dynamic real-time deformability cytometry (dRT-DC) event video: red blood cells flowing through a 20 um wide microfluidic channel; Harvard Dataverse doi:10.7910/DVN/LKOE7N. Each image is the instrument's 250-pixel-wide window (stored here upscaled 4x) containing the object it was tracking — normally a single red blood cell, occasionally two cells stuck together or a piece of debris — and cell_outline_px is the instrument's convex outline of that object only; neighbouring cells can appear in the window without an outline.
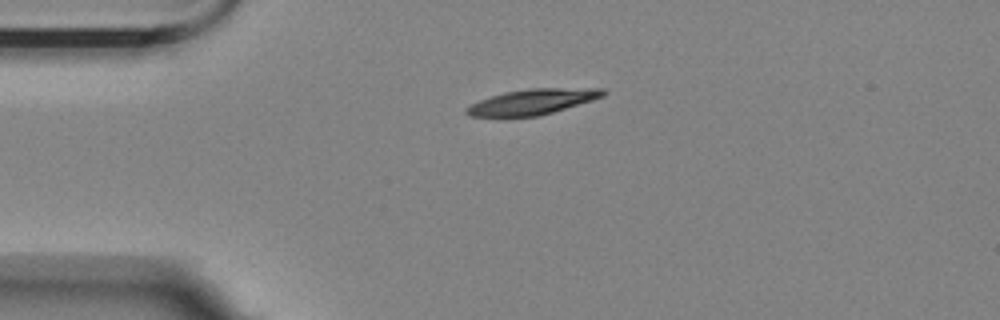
{"species": "Egyptian fruit bat (a non-hibernating species)", "species_latin": "Rousettus aegyptiacus", "temperature_condition": "room temperature", "stored_images_in_passage": 45, "camera_frame_rate_fps": 3000, "um_per_image_px": 0.085, "animal": {"sex": "female"}, "frame": {"image": 1, "passage_image": 1, "time_ms": 0.0, "image_size_px": [1000, 320], "cell_outline_px": [[608, 92], [604, 96], [592, 100], [540, 116], [504, 120], [496, 120], [468, 116], [464, 112], [464, 108], [480, 100], [504, 92], [528, 88], [604, 88]], "centroid_in_image_um": [45.14, 8.71], "position_along_channel_um": 39.9, "area_um2": 21.39}}
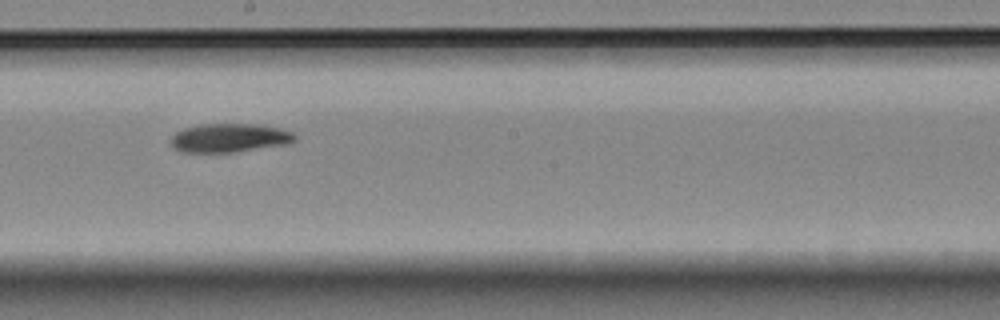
{"frame": {"image": 2, "passage_image": 19, "time_ms": 6.0, "image_size_px": [1000, 320], "cell_outline_px": [[296, 140], [288, 144], [236, 152], [180, 152], [168, 140], [176, 132], [184, 128], [200, 124], [260, 124], [292, 132], [296, 136]], "centroid_in_image_um": [19.49, 11.72], "position_along_channel_um": 228.7, "area_um2": 20.81}}
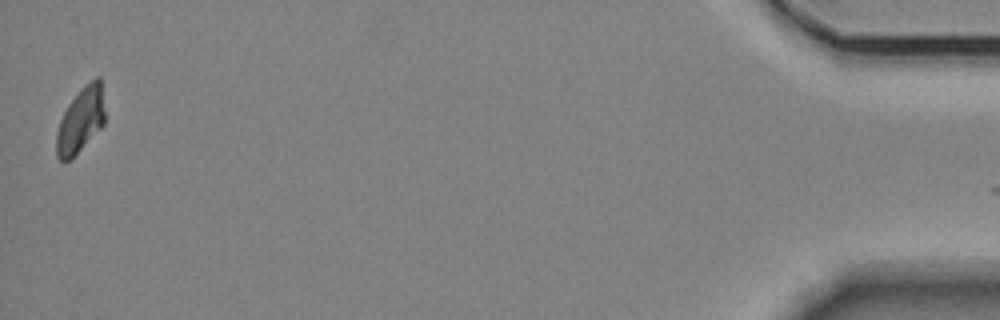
{"frame": {"image": 3, "passage_image": 44, "time_ms": 14.333, "image_size_px": [1000, 320], "cell_outline_px": [[104, 124], [64, 164], [56, 156], [56, 132], [60, 120], [68, 104], [96, 76], [100, 76], [104, 112]], "centroid_in_image_um": [6.82, 10.24], "position_along_channel_um": 428.4, "area_um2": 17.63}}